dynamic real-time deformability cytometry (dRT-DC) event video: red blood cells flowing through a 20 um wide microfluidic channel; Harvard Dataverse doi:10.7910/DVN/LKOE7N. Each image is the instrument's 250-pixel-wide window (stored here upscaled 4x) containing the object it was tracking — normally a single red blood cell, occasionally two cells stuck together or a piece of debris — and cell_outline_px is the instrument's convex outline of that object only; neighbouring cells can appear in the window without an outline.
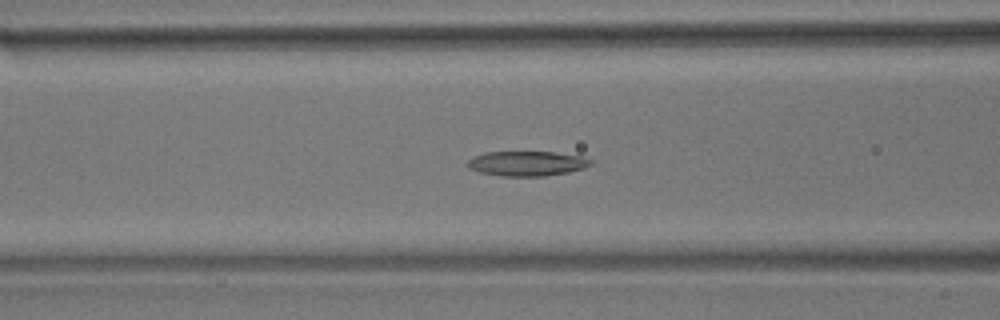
{"species": "common noctule bat (a hibernating species)", "species_latin": "Nyctalus noctula", "temperature_condition": "room temperature", "stored_images_in_passage": 55, "segment_of_instrument_passage": [1, 2], "camera_frame_rate_fps": 3000, "um_per_image_px": 0.085, "animal": {"sex": "male", "body_mass_g": 17.9}, "frame": {"image": 1, "passage_image": 21, "time_ms": 6.667, "image_size_px": [1000, 320], "cell_outline_px": [[592, 164], [584, 168], [568, 172], [544, 176], [500, 176], [480, 172], [468, 168], [468, 160], [472, 156], [484, 152], [556, 152], [584, 156], [592, 160]], "centroid_in_image_um": [44.8, 13.89], "position_along_channel_um": 121.8, "area_um2": 17.98}}
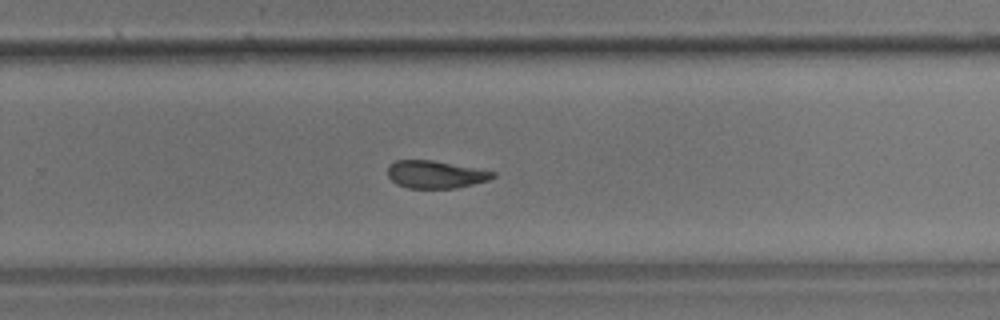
{"frame": {"image": 2, "passage_image": 35, "time_ms": 11.333, "image_size_px": [1000, 320], "cell_outline_px": [[496, 176], [488, 180], [456, 188], [408, 188], [396, 184], [388, 176], [388, 164], [396, 160], [432, 160], [476, 168], [496, 172]], "centroid_in_image_um": [36.99, 14.82], "position_along_channel_um": 292.8, "area_um2": 16.88}}
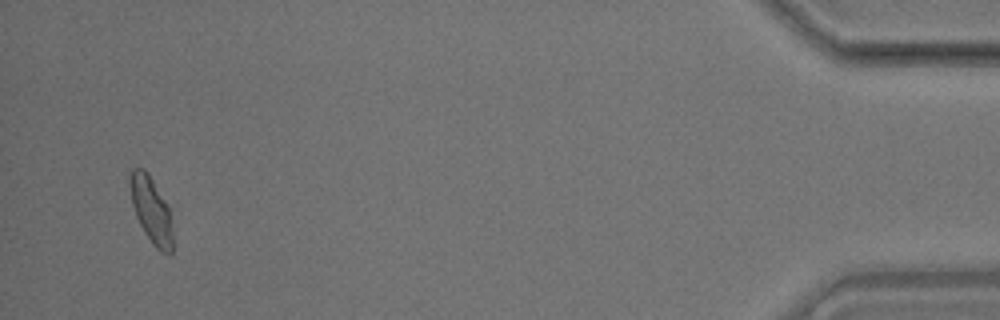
{"frame": {"image": 3, "passage_image": 52, "time_ms": 17.0, "image_size_px": [1000, 320], "cell_outline_px": [[172, 252], [168, 256], [160, 252], [152, 244], [144, 232], [136, 216], [132, 204], [128, 184], [128, 176], [132, 168], [144, 168], [148, 172], [164, 200], [168, 208], [172, 232]], "centroid_in_image_um": [12.82, 17.85], "position_along_channel_um": 422.4, "area_um2": 16.53}}